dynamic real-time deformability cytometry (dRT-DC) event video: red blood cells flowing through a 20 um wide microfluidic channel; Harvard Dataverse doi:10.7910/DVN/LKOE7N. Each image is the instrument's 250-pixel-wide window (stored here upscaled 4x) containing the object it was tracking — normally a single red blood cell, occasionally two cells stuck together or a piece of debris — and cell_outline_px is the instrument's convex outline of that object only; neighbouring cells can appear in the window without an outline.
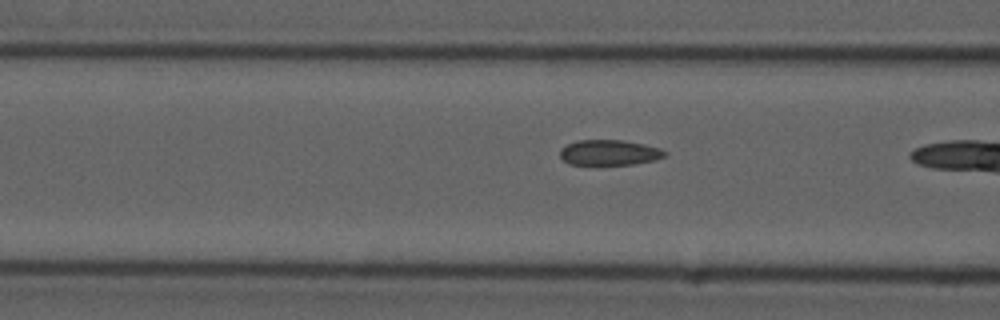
{"species": "common noctule bat (a hibernating species)", "species_latin": "Nyctalus noctula", "temperature_condition": "cold", "stored_images_in_passage": 24, "camera_frame_rate_fps": 3000, "um_per_image_px": 0.085, "animal": {"sex": "male", "forearm_length_mm": 52.5}, "frame": {"image": 1, "passage_image": 8, "time_ms": 2.333, "image_size_px": [1000, 320], "cell_outline_px": [[668, 152], [664, 156], [656, 160], [632, 164], [592, 168], [568, 164], [560, 156], [560, 148], [576, 140], [624, 140], [644, 144], [660, 148]], "centroid_in_image_um": [51.74, 13.02], "position_along_channel_um": 114.9, "area_um2": 16.42}}
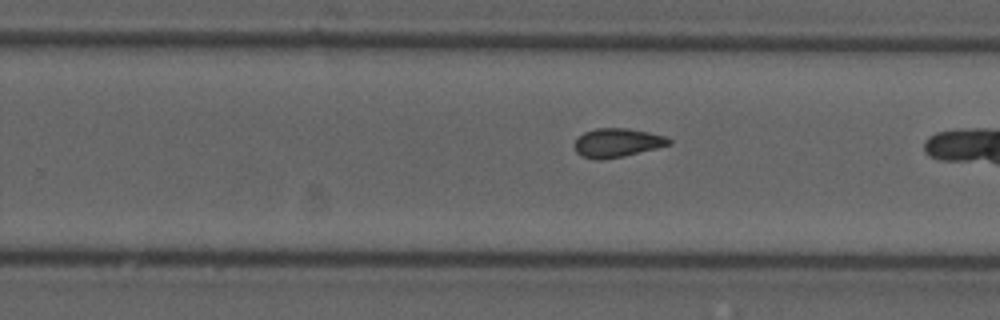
{"frame": {"image": 2, "passage_image": 21, "time_ms": 6.667, "image_size_px": [1000, 320], "cell_outline_px": [[672, 144], [624, 156], [600, 160], [596, 160], [580, 156], [576, 152], [576, 140], [584, 132], [596, 128], [628, 128], [648, 132], [664, 136], [672, 140]], "centroid_in_image_um": [52.47, 12.14], "position_along_channel_um": 277.3, "area_um2": 15.78}}